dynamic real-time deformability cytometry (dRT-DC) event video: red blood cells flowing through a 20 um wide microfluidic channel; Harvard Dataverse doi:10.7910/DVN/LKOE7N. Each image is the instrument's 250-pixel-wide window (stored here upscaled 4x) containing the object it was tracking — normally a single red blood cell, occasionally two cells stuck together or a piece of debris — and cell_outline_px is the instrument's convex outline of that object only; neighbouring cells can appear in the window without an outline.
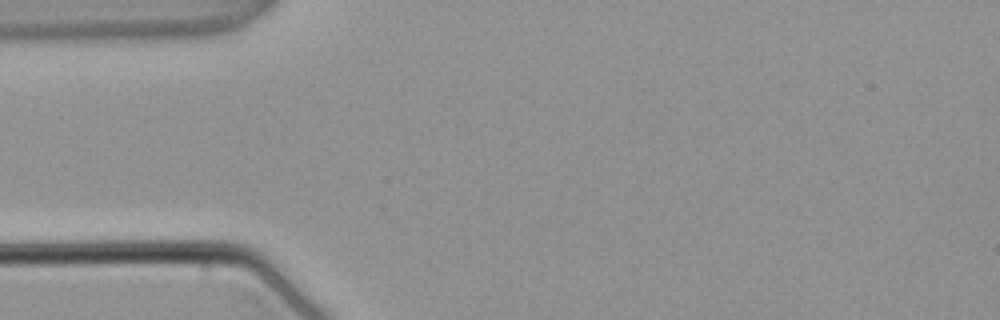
{"species": "common noctule bat (a hibernating species)", "species_latin": "Nyctalus noctula", "temperature_condition": "warm", "stored_images_in_passage": 2, "camera_frame_rate_fps": 3000, "um_per_image_px": 0.085, "animal": {"sex": "male", "body_mass_g": 21.5, "forearm_length_mm": 52.0}, "frame": {"image": 1, "passage_image": 1, "time_ms": 0.0, "image_size_px": [1000, 320], "cell_outline_px": [[228, 264], [212, 272], [52, 264], [56, 260], [64, 256], [204, 256]], "centroid_in_image_um": [12.44, 22.31], "position_along_channel_um": 72.6, "area_um2": 14.28}}